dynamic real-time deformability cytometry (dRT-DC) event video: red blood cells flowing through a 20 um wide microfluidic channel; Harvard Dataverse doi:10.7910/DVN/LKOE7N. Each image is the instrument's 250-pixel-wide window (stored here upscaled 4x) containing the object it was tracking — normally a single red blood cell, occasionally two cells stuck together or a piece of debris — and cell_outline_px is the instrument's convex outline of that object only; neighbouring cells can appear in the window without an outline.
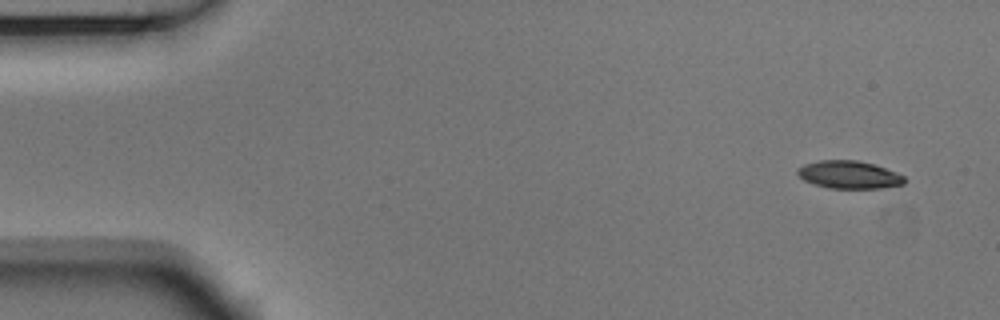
{"species": "Egyptian fruit bat (a non-hibernating species)", "species_latin": "Rousettus aegyptiacus", "temperature_condition": "room temperature", "stored_images_in_passage": 6, "camera_frame_rate_fps": 3000, "um_per_image_px": 0.085, "animal": {"sex": "male"}, "frame": {"image": 1, "passage_image": 1, "time_ms": 0.0, "image_size_px": [1000, 320], "cell_outline_px": [[904, 184], [880, 188], [828, 188], [804, 180], [796, 172], [796, 168], [804, 164], [820, 160], [856, 160], [872, 164], [896, 172], [904, 176]], "centroid_in_image_um": [72.14, 14.84], "position_along_channel_um": 12.9, "area_um2": 17.11}}
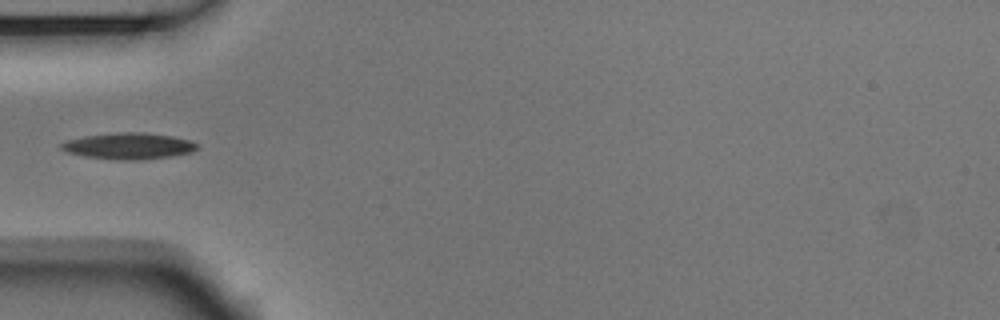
{"frame": {"image": 2, "passage_image": 5, "time_ms": 1.333, "image_size_px": [1000, 320], "cell_outline_px": [[200, 148], [192, 152], [168, 156], [140, 160], [116, 160], [88, 156], [68, 152], [60, 148], [60, 144], [68, 140], [84, 136], [120, 132], [144, 132], [172, 136], [188, 140], [196, 144]], "centroid_in_image_um": [10.95, 12.4], "position_along_channel_um": 74.0, "area_um2": 20.58}}
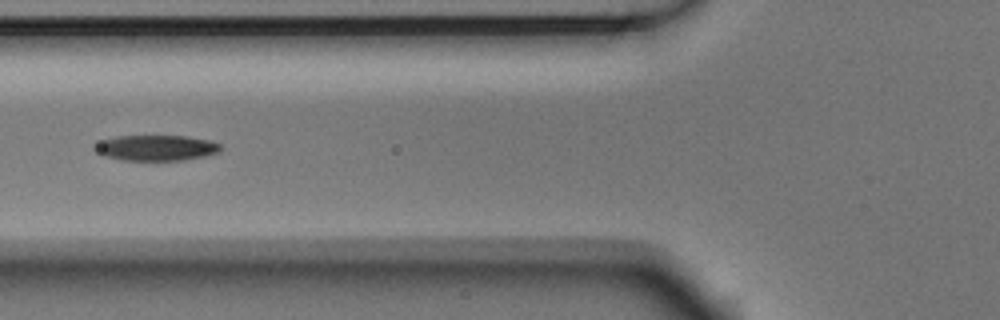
{"frame": {"image": 3, "passage_image": 6, "time_ms": 1.667, "image_size_px": [1000, 320], "cell_outline_px": [[220, 152], [204, 156], [184, 160], [120, 160], [104, 156], [96, 152], [92, 148], [96, 144], [104, 140], [116, 136], [188, 136], [212, 140], [220, 144]], "centroid_in_image_um": [13.28, 12.57], "position_along_channel_um": 112.5, "area_um2": 18.84}}